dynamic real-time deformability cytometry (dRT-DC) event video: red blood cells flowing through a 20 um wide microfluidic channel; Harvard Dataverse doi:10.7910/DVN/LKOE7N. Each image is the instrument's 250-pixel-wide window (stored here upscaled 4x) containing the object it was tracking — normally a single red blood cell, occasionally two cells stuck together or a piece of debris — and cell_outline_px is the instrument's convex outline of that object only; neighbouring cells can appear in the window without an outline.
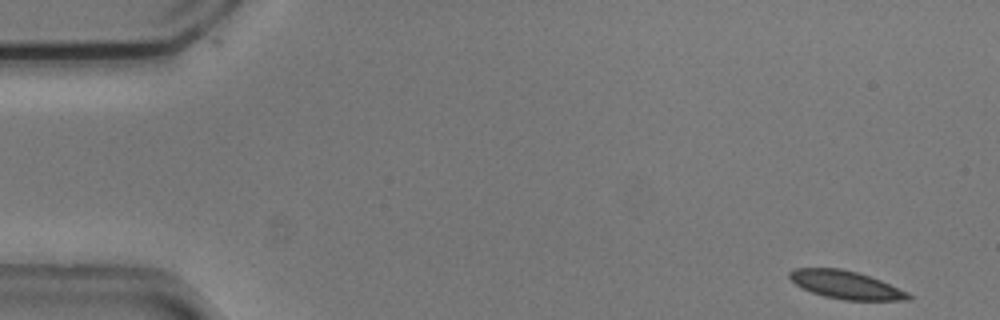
{"species": "common noctule bat (a hibernating species)", "species_latin": "Nyctalus noctula", "temperature_condition": "cold", "stored_images_in_passage": 16, "camera_frame_rate_fps": 3000, "um_per_image_px": 0.085, "animal": {"sex": "male", "body_mass_g": 20.5, "forearm_length_mm": 52.5}, "frame": {"image": 1, "passage_image": 1, "time_ms": 0.0, "image_size_px": [1000, 320], "cell_outline_px": [[912, 300], [844, 300], [824, 296], [812, 292], [796, 284], [788, 276], [788, 272], [792, 268], [840, 268], [856, 272], [880, 280], [908, 292], [912, 296]], "centroid_in_image_um": [71.89, 24.21], "position_along_channel_um": 13.1, "area_um2": 19.25}}
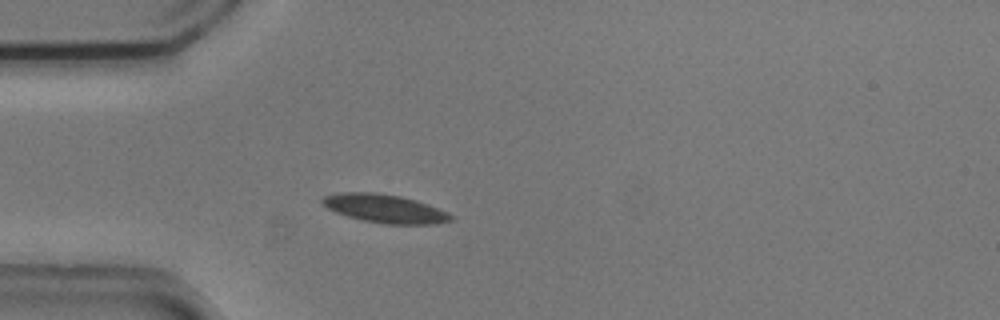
{"frame": {"image": 2, "passage_image": 13, "time_ms": 4.0, "image_size_px": [1000, 320], "cell_outline_px": [[456, 216], [452, 220], [436, 224], [384, 224], [364, 220], [348, 216], [336, 212], [320, 204], [320, 200], [324, 196], [340, 192], [376, 192], [400, 196], [416, 200], [428, 204], [448, 212]], "centroid_in_image_um": [32.72, 17.72], "position_along_channel_um": 52.3, "area_um2": 21.44}}